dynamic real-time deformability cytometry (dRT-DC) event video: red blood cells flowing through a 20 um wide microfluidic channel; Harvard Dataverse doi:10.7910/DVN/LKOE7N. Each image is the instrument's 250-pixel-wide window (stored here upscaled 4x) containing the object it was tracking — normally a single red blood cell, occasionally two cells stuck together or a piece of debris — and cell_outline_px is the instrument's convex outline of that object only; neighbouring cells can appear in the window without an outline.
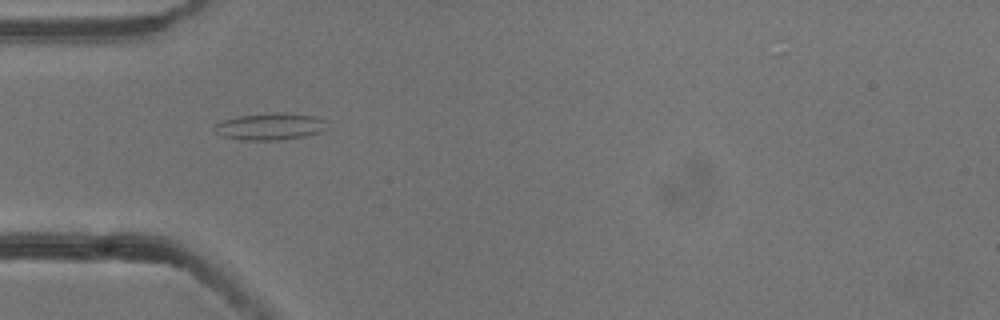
{"species": "common noctule bat (a hibernating species)", "species_latin": "Nyctalus noctula", "temperature_condition": "cold", "stored_images_in_passage": 6, "camera_frame_rate_fps": 3000, "um_per_image_px": 0.085, "animal": {"sex": "male", "body_mass_g": 13.3}, "frame": {"image": 1, "passage_image": 5, "time_ms": 1.333, "image_size_px": [1000, 320], "cell_outline_px": [[328, 128], [320, 132], [304, 136], [280, 140], [240, 140], [224, 136], [216, 132], [216, 124], [224, 120], [240, 116], [276, 112], [280, 112], [316, 116], [328, 120]], "centroid_in_image_um": [23.06, 10.75], "position_along_channel_um": 61.9, "area_um2": 17.63}}